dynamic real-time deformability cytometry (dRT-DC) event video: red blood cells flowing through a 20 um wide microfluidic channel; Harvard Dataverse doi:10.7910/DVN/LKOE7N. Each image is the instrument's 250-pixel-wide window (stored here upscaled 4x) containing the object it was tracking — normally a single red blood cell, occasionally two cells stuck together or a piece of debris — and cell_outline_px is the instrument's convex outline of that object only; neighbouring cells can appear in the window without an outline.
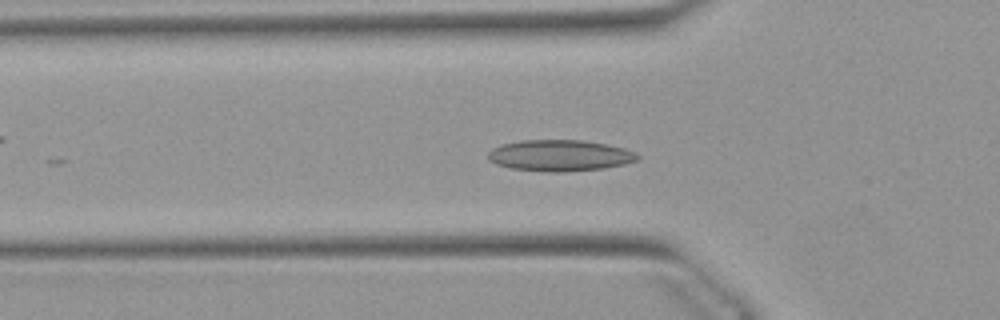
{"species": "Egyptian fruit bat (a non-hibernating species)", "species_latin": "Rousettus aegyptiacus", "temperature_condition": "warm", "stored_images_in_passage": 51, "camera_frame_rate_fps": 3000, "um_per_image_px": 0.085, "animal": {"sex": "female"}, "frame": {"image": 1, "passage_image": 16, "time_ms": 5.0, "image_size_px": [1000, 320], "cell_outline_px": [[640, 156], [636, 160], [624, 164], [604, 168], [564, 172], [544, 172], [508, 168], [496, 164], [488, 160], [488, 152], [492, 148], [500, 144], [520, 140], [584, 140], [624, 148], [636, 152]], "centroid_in_image_um": [47.54, 13.22], "position_along_channel_um": 78.3, "area_um2": 27.46}}
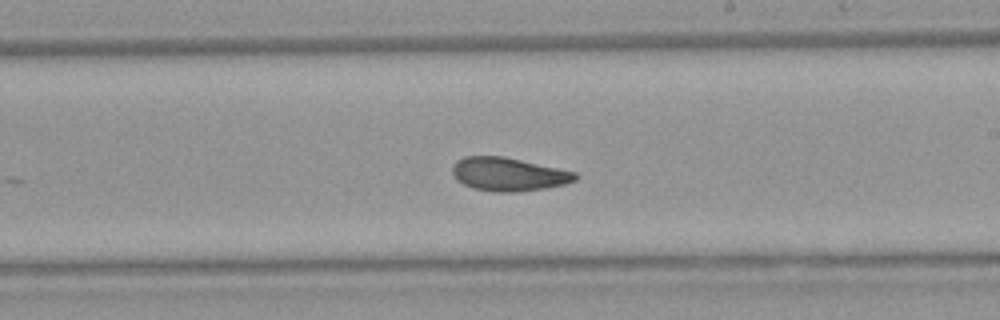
{"frame": {"image": 2, "passage_image": 29, "time_ms": 9.333, "image_size_px": [1000, 320], "cell_outline_px": [[580, 176], [576, 180], [564, 184], [544, 188], [516, 192], [492, 192], [472, 188], [456, 180], [452, 172], [452, 168], [456, 160], [464, 156], [504, 156], [576, 172]], "centroid_in_image_um": [43.2, 14.81], "position_along_channel_um": 245.8, "area_um2": 24.04}}
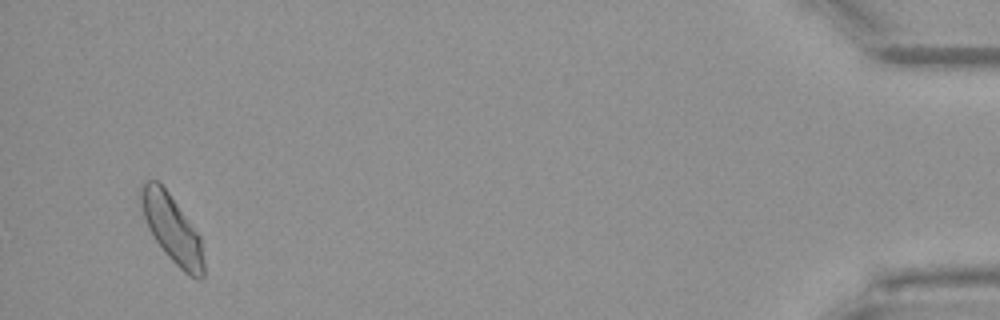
{"frame": {"image": 3, "passage_image": 49, "time_ms": 16.0, "image_size_px": [1000, 320], "cell_outline_px": [[204, 276], [200, 280], [184, 272], [164, 252], [148, 228], [140, 204], [140, 188], [148, 180], [156, 180], [168, 192], [200, 236], [204, 260]], "centroid_in_image_um": [14.63, 19.47], "position_along_channel_um": 420.6, "area_um2": 24.22}, "authors_computed_cell_mechanics": {"area_um2": 24.276, "velocity_mm_per_s": 3.8716, "shape_relaxation_time_tau1_ms": null, "shape_relaxation_time_tau2_ms": 2.5264, "deformation_change_tau1": null, "deformation_change_tau2": 0.0802}}